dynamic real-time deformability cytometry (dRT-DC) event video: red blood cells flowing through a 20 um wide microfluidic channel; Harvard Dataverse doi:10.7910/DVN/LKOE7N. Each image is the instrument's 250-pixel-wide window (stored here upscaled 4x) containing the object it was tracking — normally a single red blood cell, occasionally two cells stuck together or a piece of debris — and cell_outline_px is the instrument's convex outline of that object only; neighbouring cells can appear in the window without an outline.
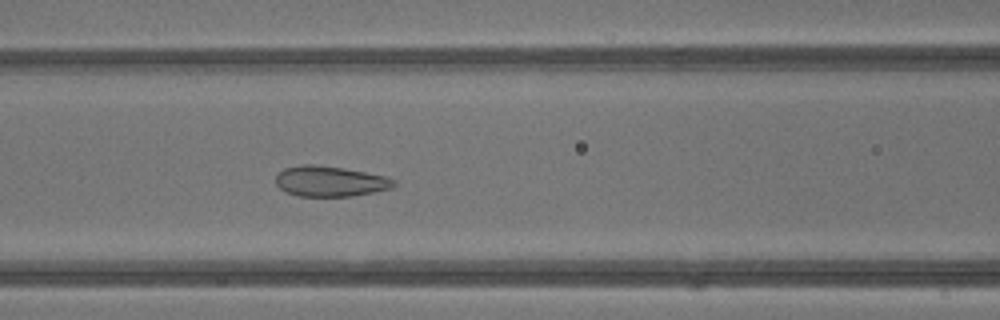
{"species": "common noctule bat (a hibernating species)", "species_latin": "Nyctalus noctula", "temperature_condition": "warm", "stored_images_in_passage": 42, "camera_frame_rate_fps": 3000, "um_per_image_px": 0.085, "animal": {"sex": "male", "body_mass_g": 13.3}, "frame": {"image": 1, "passage_image": 18, "time_ms": 5.667, "image_size_px": [1000, 320], "cell_outline_px": [[396, 184], [392, 188], [352, 196], [300, 196], [288, 192], [280, 188], [276, 184], [276, 176], [284, 168], [304, 164], [312, 164], [344, 168], [384, 176], [396, 180]], "centroid_in_image_um": [28.06, 15.4], "position_along_channel_um": 138.5, "area_um2": 20.75}}
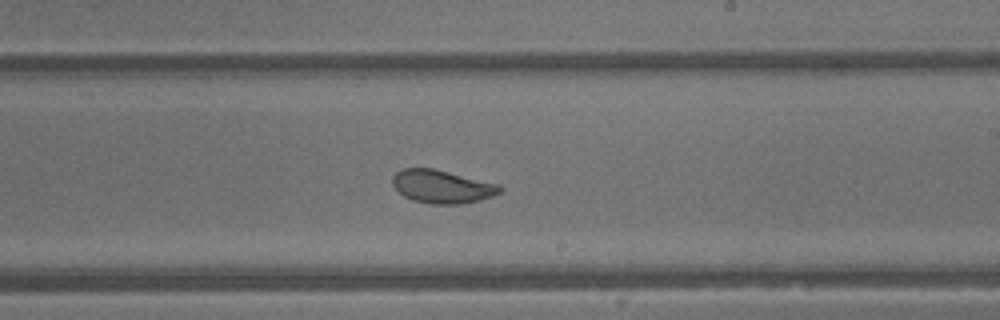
{"frame": {"image": 2, "passage_image": 25, "time_ms": 8.0, "image_size_px": [1000, 320], "cell_outline_px": [[504, 188], [500, 192], [492, 196], [460, 204], [428, 204], [412, 200], [404, 196], [392, 184], [392, 176], [396, 172], [404, 168], [432, 168], [496, 184]], "centroid_in_image_um": [37.52, 15.86], "position_along_channel_um": 251.5, "area_um2": 20.4}}
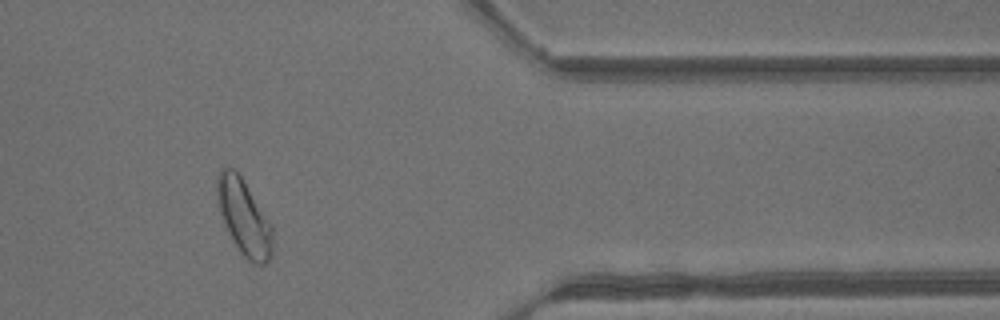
{"frame": {"image": 3, "passage_image": 35, "time_ms": 11.333, "image_size_px": [1000, 320], "cell_outline_px": [[272, 256], [264, 264], [256, 264], [248, 260], [240, 252], [232, 240], [224, 224], [216, 200], [216, 180], [220, 168], [232, 168], [240, 176], [272, 224]], "centroid_in_image_um": [20.72, 18.48], "position_along_channel_um": 390.7, "area_um2": 24.33}, "authors_computed_cell_mechanics": {"area_um2": 24.854, "velocity_mm_per_s": 4.855, "shape_relaxation_time_tau1_ms": null, "shape_relaxation_time_tau2_ms": 0.8424, "deformation_change_tau1": null, "deformation_change_tau2": 0.0679}}